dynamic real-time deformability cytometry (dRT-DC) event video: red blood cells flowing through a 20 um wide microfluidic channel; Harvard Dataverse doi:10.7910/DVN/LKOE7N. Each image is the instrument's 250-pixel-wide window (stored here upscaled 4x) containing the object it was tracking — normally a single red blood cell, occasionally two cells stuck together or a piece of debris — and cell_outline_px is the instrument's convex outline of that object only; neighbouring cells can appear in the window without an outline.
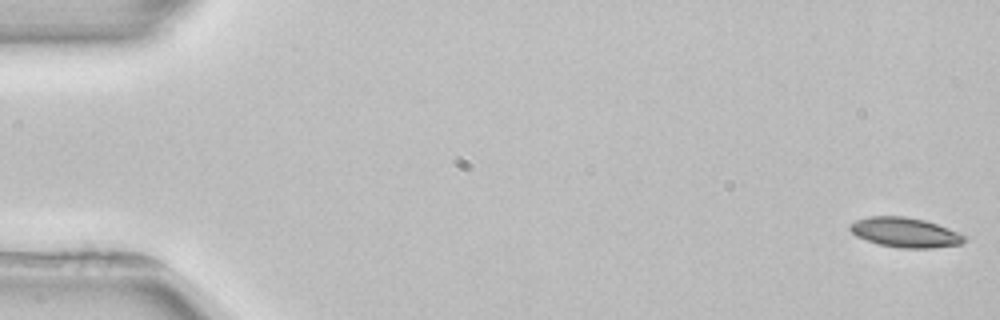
{"species": "common noctule bat (a hibernating species)", "species_latin": "Nyctalus noctula", "temperature_condition": "room temperature", "stored_images_in_passage": 4, "camera_frame_rate_fps": 3000, "um_per_image_px": 0.085, "animal": {"sex": "female", "body_mass_g": 22.7, "forearm_length_mm": 54.2}, "frame": {"image": 1, "passage_image": 1, "time_ms": 0.0, "image_size_px": [1000, 320], "cell_outline_px": [[968, 240], [960, 244], [932, 248], [900, 248], [880, 244], [856, 236], [848, 228], [848, 224], [856, 220], [868, 216], [904, 216], [924, 220], [948, 228], [968, 236]], "centroid_in_image_um": [76.95, 19.75], "position_along_channel_um": 8.1, "area_um2": 19.88}}